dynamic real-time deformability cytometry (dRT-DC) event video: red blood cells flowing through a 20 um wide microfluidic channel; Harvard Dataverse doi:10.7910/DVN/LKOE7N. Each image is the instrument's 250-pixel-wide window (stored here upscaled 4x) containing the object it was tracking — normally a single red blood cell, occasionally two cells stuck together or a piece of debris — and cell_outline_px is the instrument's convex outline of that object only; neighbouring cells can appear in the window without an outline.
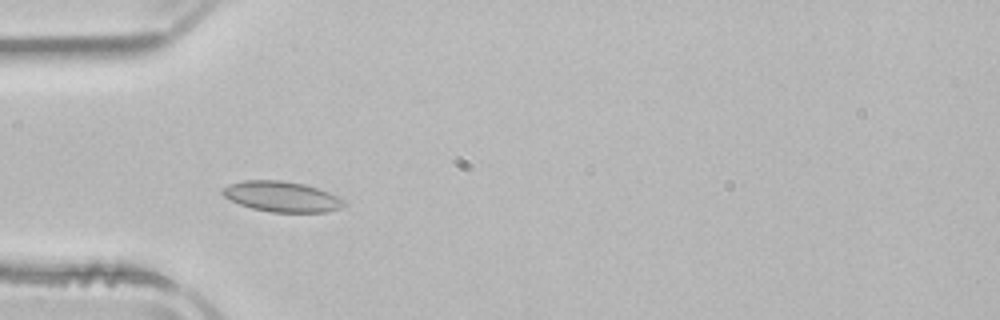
{"species": "common noctule bat (a hibernating species)", "species_latin": "Nyctalus noctula", "temperature_condition": "room temperature", "stored_images_in_passage": 46, "camera_frame_rate_fps": 3000, "um_per_image_px": 0.085, "animal": {"sex": "male", "body_mass_g": 21.5, "forearm_length_mm": 52.0}, "frame": {"image": 1, "passage_image": 10, "time_ms": 3.0, "image_size_px": [1000, 320], "cell_outline_px": [[344, 204], [340, 208], [324, 212], [272, 212], [252, 208], [240, 204], [224, 196], [220, 192], [220, 188], [228, 184], [244, 180], [280, 180], [304, 184], [328, 192], [344, 200]], "centroid_in_image_um": [23.89, 16.7], "position_along_channel_um": 61.1, "area_um2": 21.39}}
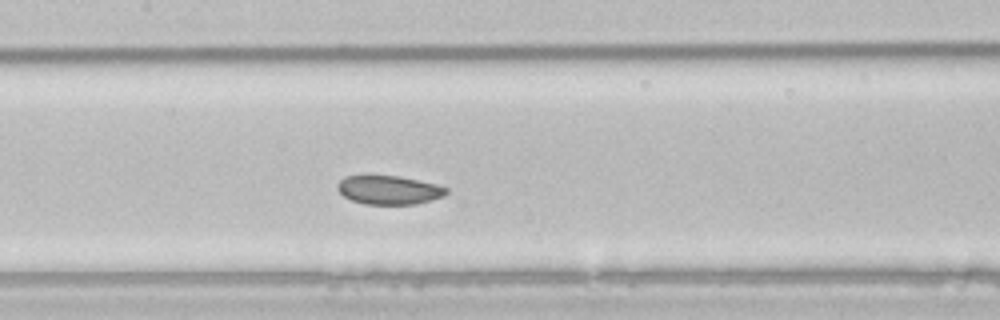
{"frame": {"image": 2, "passage_image": 19, "time_ms": 6.0, "image_size_px": [1000, 320], "cell_outline_px": [[448, 192], [444, 196], [432, 200], [416, 204], [364, 204], [352, 200], [344, 196], [336, 188], [336, 184], [344, 176], [400, 176], [436, 184], [448, 188]], "centroid_in_image_um": [33.07, 16.15], "position_along_channel_um": 174.3, "area_um2": 18.26}}
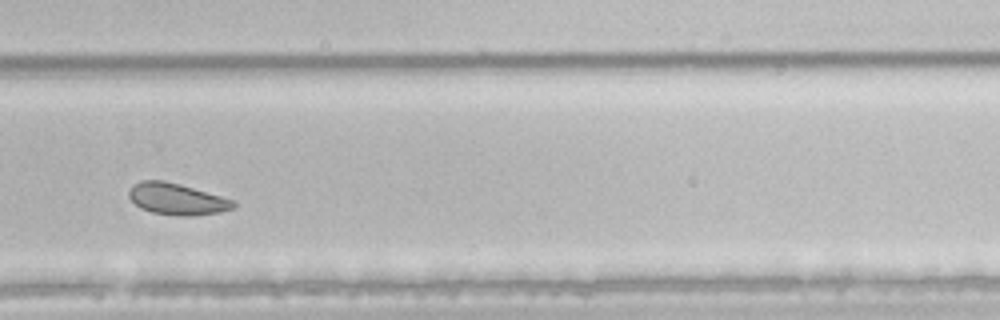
{"frame": {"image": 3, "passage_image": 30, "time_ms": 9.667, "image_size_px": [1000, 320], "cell_outline_px": [[236, 208], [220, 212], [192, 216], [184, 216], [152, 212], [140, 208], [128, 196], [128, 192], [132, 184], [140, 180], [160, 180], [180, 184], [236, 200]], "centroid_in_image_um": [15.06, 16.91], "position_along_channel_um": 314.7, "area_um2": 19.31}, "authors_computed_cell_mechanics": {"area_um2": 20.2011, "velocity_mm_per_s": 3.8449, "shape_relaxation_time_tau1_ms": 1.99, "shape_relaxation_time_tau2_ms": null, "deformation_change_tau1": 0.041, "deformation_change_tau2": null}}